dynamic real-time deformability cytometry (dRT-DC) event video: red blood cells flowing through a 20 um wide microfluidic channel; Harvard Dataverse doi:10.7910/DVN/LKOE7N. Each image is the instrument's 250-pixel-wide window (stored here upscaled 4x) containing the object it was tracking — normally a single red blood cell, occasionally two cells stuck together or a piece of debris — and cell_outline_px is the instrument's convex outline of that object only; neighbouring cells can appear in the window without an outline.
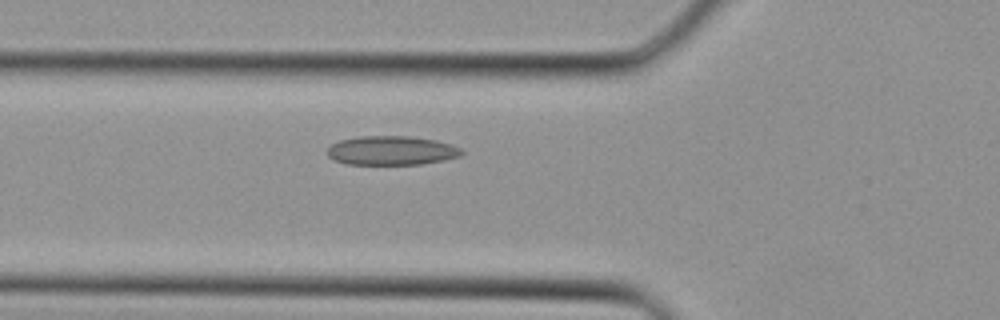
{"species": "Egyptian fruit bat (a non-hibernating species)", "species_latin": "Rousettus aegyptiacus", "temperature_condition": "cold", "stored_images_in_passage": 37, "segment_of_instrument_passage": [1, 2], "camera_frame_rate_fps": 3000, "um_per_image_px": 0.085, "animal": {"sex": "female"}, "frame": {"image": 1, "passage_image": 13, "time_ms": 4.0, "image_size_px": [1000, 320], "cell_outline_px": [[464, 152], [460, 156], [444, 160], [420, 164], [344, 164], [328, 156], [328, 148], [332, 144], [340, 140], [360, 136], [408, 136], [436, 140], [452, 144], [460, 148]], "centroid_in_image_um": [33.3, 12.79], "position_along_channel_um": 92.5, "area_um2": 22.72}}
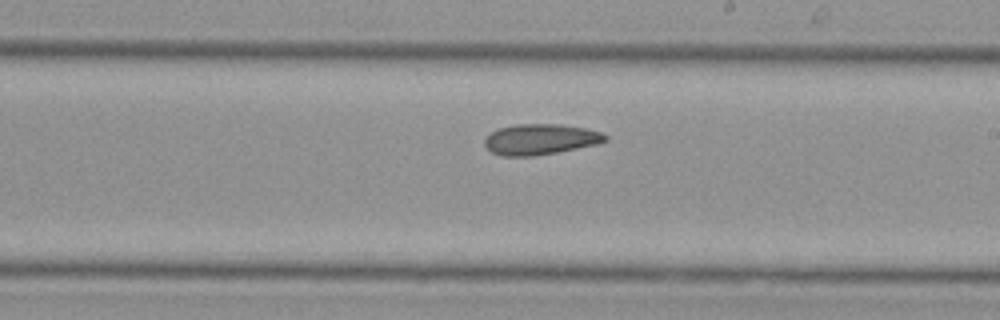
{"frame": {"image": 2, "passage_image": 21, "time_ms": 6.667, "image_size_px": [1000, 320], "cell_outline_px": [[608, 140], [596, 144], [536, 156], [500, 156], [492, 152], [484, 144], [484, 140], [492, 132], [500, 128], [516, 124], [560, 124], [584, 128], [600, 132], [608, 136]], "centroid_in_image_um": [45.92, 11.84], "position_along_channel_um": 243.1, "area_um2": 21.39}}
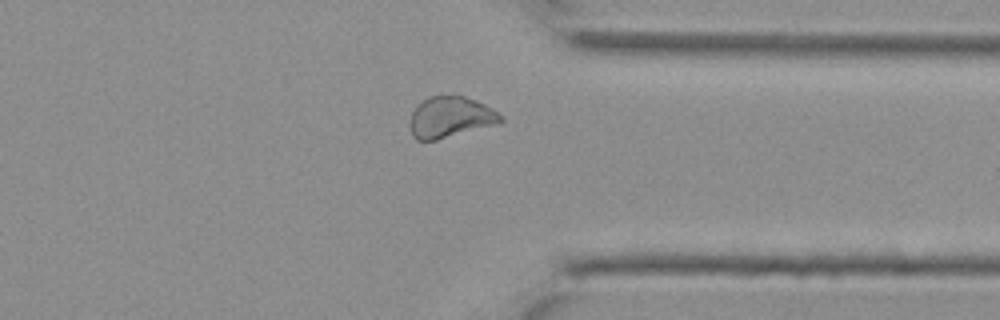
{"frame": {"image": 3, "passage_image": 28, "time_ms": 9.0, "image_size_px": [1000, 320], "cell_outline_px": [[504, 120], [500, 124], [436, 140], [416, 140], [412, 136], [408, 124], [412, 112], [428, 96], [464, 96], [476, 100], [492, 108]], "centroid_in_image_um": [38.28, 9.98], "position_along_channel_um": 373.1, "area_um2": 21.73}}